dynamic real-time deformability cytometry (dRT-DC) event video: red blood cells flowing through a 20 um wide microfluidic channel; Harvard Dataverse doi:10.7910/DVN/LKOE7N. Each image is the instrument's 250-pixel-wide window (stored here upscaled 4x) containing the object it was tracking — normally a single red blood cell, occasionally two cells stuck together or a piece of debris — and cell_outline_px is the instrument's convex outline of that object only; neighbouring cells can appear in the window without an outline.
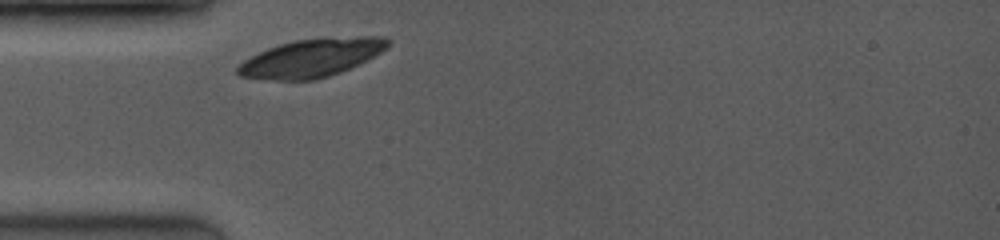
{"species": "common noctule bat (a hibernating species)", "species_latin": "Nyctalus noctula", "temperature_condition": "room temperature", "stored_images_in_passage": 1, "camera_frame_rate_fps": 3500, "um_per_image_px": 0.085, "animal": {"sex": "female", "body_mass_g": 19.0, "forearm_length_mm": 53.3}, "frame": {"image": 1, "passage_image": 1, "time_ms": 0.0, "image_size_px": [1000, 240], "cell_outline_px": [[392, 44], [368, 60], [340, 72], [328, 76], [312, 80], [276, 80], [240, 76], [236, 72], [236, 68], [244, 60], [268, 48], [280, 44], [296, 40], [356, 36], [384, 36], [392, 40]], "centroid_in_image_um": [26.53, 4.91], "position_along_channel_um": 58.5, "area_um2": 33.18}}